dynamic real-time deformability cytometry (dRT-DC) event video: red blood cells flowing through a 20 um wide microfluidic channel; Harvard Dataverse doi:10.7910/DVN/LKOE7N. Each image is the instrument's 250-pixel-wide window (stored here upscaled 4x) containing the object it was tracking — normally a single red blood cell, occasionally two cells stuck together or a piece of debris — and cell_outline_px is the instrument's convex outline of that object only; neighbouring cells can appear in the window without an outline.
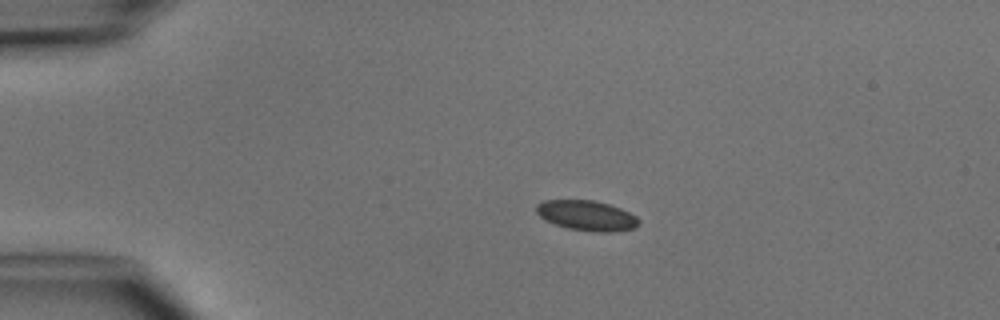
{"species": "common noctule bat (a hibernating species)", "species_latin": "Nyctalus noctula", "temperature_condition": "cold", "stored_images_in_passage": 3, "camera_frame_rate_fps": 3000, "um_per_image_px": 0.085, "animal": {"sex": "male", "body_mass_g": 15.6}, "frame": {"image": 1, "passage_image": 2, "time_ms": 1.333, "image_size_px": [1000, 320], "cell_outline_px": [[640, 224], [636, 228], [616, 232], [596, 232], [568, 228], [544, 220], [536, 212], [536, 204], [544, 200], [592, 200], [608, 204], [620, 208], [636, 216], [640, 220]], "centroid_in_image_um": [49.89, 18.33], "position_along_channel_um": 35.1, "area_um2": 18.09}}